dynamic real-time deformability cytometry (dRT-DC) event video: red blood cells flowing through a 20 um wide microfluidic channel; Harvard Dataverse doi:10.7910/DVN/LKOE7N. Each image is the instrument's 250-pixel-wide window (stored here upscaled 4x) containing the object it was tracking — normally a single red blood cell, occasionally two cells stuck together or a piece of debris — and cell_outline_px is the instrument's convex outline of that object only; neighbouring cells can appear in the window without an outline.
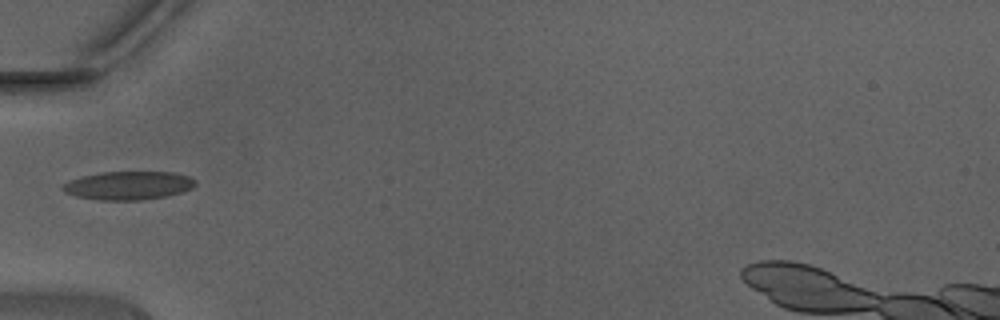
{"species": "Egyptian fruit bat (a non-hibernating species)", "species_latin": "Rousettus aegyptiacus", "temperature_condition": "warm", "stored_images_in_passage": 19, "camera_frame_rate_fps": 3000, "um_per_image_px": 0.085, "animal": {"sex": "male"}, "frame": {"image": 1, "passage_image": 1, "time_ms": 0.0, "image_size_px": [1000, 320], "cell_outline_px": [[196, 184], [192, 188], [168, 196], [140, 200], [100, 200], [76, 196], [64, 192], [60, 188], [64, 184], [80, 176], [100, 172], [172, 172], [188, 176], [196, 180]], "centroid_in_image_um": [10.91, 15.76], "position_along_channel_um": 74.1, "area_um2": 21.96}}
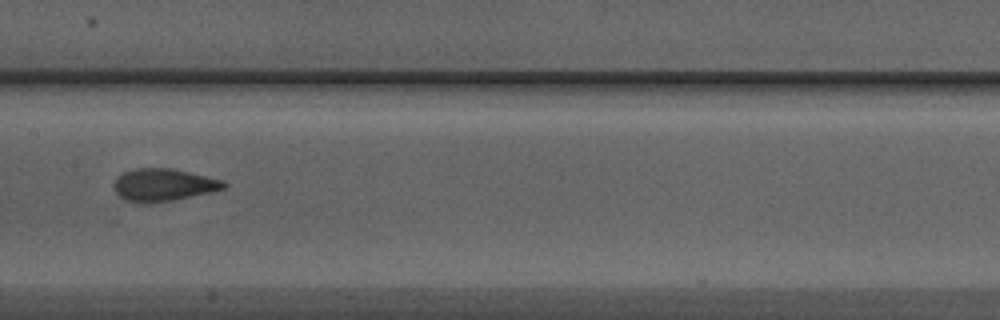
{"frame": {"image": 2, "passage_image": 9, "time_ms": 2.667, "image_size_px": [1000, 320], "cell_outline_px": [[228, 184], [224, 188], [212, 192], [172, 200], [148, 204], [140, 204], [124, 200], [112, 188], [112, 184], [116, 176], [124, 172], [136, 168], [172, 168], [224, 180]], "centroid_in_image_um": [13.85, 15.72], "position_along_channel_um": 193.6, "area_um2": 21.15}}
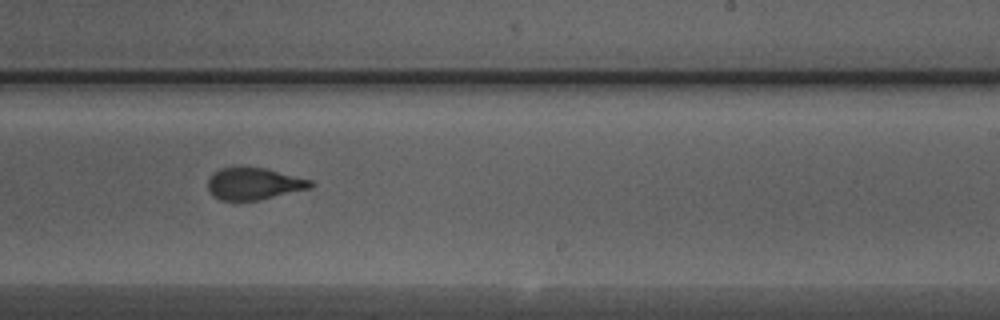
{"frame": {"image": 3, "passage_image": 14, "time_ms": 4.333, "image_size_px": [1000, 320], "cell_outline_px": [[316, 184], [312, 188], [260, 200], [220, 200], [212, 196], [208, 188], [208, 176], [212, 172], [220, 168], [264, 168], [312, 180]], "centroid_in_image_um": [21.59, 15.63], "position_along_channel_um": 267.4, "area_um2": 19.19}}